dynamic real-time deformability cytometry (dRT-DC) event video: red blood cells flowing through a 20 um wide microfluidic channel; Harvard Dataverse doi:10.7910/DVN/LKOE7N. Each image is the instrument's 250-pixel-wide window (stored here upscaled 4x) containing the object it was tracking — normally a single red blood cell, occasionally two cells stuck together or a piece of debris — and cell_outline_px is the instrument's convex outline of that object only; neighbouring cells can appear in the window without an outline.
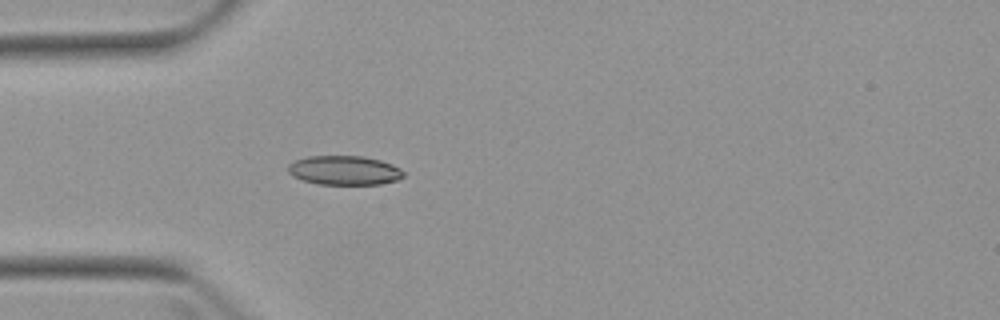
{"species": "Egyptian fruit bat (a non-hibernating species)", "species_latin": "Rousettus aegyptiacus", "temperature_condition": "warm", "stored_images_in_passage": 3, "camera_frame_rate_fps": 3000, "um_per_image_px": 0.085, "animal": {"sex": "female"}, "frame": {"image": 1, "passage_image": 3, "time_ms": 2.333, "image_size_px": [1000, 320], "cell_outline_px": [[404, 176], [396, 180], [380, 184], [320, 184], [304, 180], [292, 176], [288, 172], [288, 164], [296, 160], [308, 156], [364, 156], [380, 160], [392, 164], [400, 168], [404, 172]], "centroid_in_image_um": [29.27, 14.47], "position_along_channel_um": 55.7, "area_um2": 19.59}}